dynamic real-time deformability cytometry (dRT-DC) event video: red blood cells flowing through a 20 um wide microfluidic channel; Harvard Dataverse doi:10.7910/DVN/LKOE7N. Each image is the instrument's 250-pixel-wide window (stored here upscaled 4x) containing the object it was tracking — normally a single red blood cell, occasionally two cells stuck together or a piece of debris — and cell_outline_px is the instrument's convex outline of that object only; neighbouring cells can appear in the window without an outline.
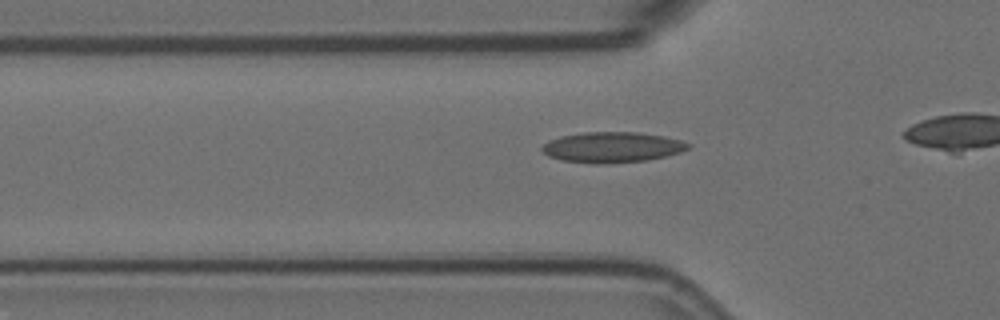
{"species": "Egyptian fruit bat (a non-hibernating species)", "species_latin": "Rousettus aegyptiacus", "temperature_condition": "room temperature", "stored_images_in_passage": 26, "camera_frame_rate_fps": 3000, "um_per_image_px": 0.085, "animal": {"sex": "female"}, "frame": {"image": 1, "passage_image": 10, "time_ms": 3.0, "image_size_px": [1000, 320], "cell_outline_px": [[692, 144], [688, 148], [680, 152], [648, 160], [604, 164], [596, 164], [560, 160], [548, 156], [540, 148], [548, 140], [560, 136], [584, 132], [636, 132], [664, 136], [680, 140]], "centroid_in_image_um": [52.0, 12.51], "position_along_channel_um": 73.8, "area_um2": 26.07}}
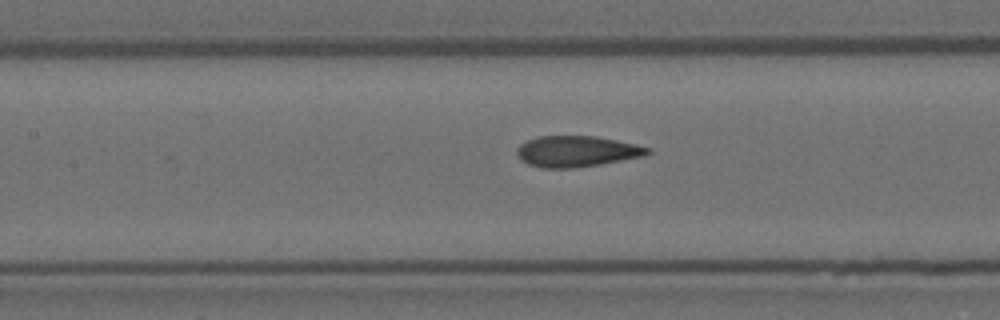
{"frame": {"image": 2, "passage_image": 17, "time_ms": 5.333, "image_size_px": [1000, 320], "cell_outline_px": [[652, 152], [644, 156], [600, 164], [572, 168], [540, 168], [528, 164], [520, 160], [516, 152], [516, 148], [520, 144], [528, 140], [540, 136], [596, 136], [636, 144], [652, 148]], "centroid_in_image_um": [49.02, 12.87], "position_along_channel_um": 158.4, "area_um2": 23.7}}
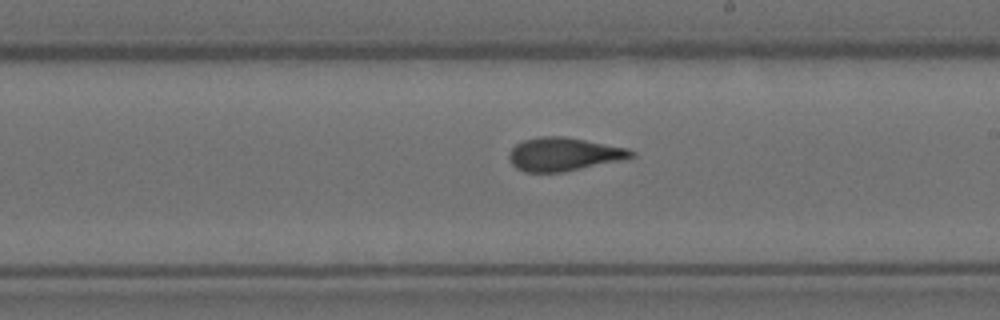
{"frame": {"image": 3, "passage_image": 24, "time_ms": 7.667, "image_size_px": [1000, 320], "cell_outline_px": [[636, 156], [620, 160], [564, 172], [524, 172], [516, 168], [512, 164], [508, 156], [508, 152], [516, 144], [524, 140], [540, 136], [564, 136], [628, 148], [636, 152]], "centroid_in_image_um": [47.91, 13.11], "position_along_channel_um": 241.1, "area_um2": 23.76}}